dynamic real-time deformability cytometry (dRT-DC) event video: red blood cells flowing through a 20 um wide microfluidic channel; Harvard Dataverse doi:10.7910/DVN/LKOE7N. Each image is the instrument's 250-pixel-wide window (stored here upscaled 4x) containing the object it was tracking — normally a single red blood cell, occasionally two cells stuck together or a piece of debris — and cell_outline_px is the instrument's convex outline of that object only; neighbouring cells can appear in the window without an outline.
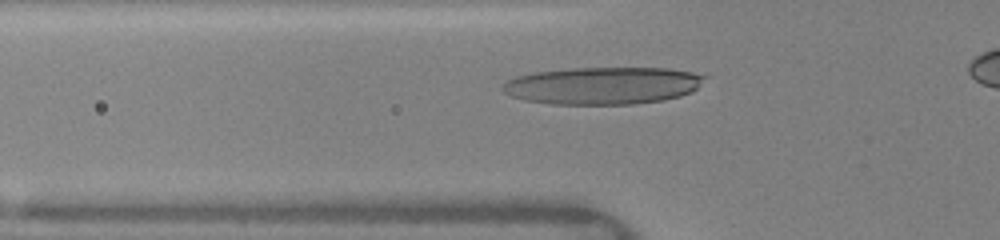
{"species": "human", "species_latin": "Homo sapiens", "temperature_condition": "warm", "stored_images_in_passage": 34, "camera_frame_rate_fps": 3000, "um_per_image_px": 0.085, "donor": {"sex": "female"}, "frame": {"image": 1, "passage_image": 8, "time_ms": 4.0, "image_size_px": [1000, 240], "cell_outline_px": [[708, 76], [692, 92], [680, 96], [664, 100], [632, 104], [552, 104], [524, 100], [512, 96], [504, 92], [500, 88], [500, 84], [516, 76], [532, 72], [572, 68], [668, 68], [692, 72]], "centroid_in_image_um": [51.21, 7.27], "position_along_channel_um": 74.6, "area_um2": 44.16}}
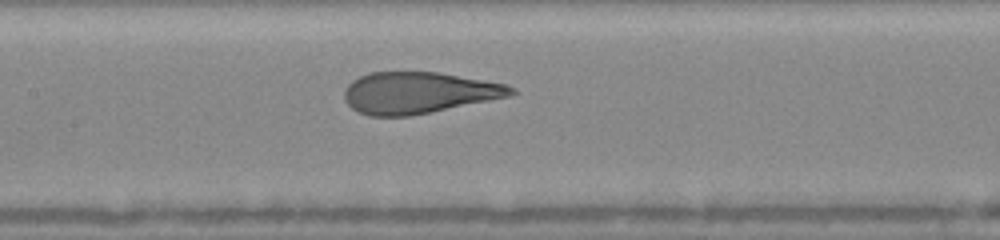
{"frame": {"image": 2, "passage_image": 14, "time_ms": 6.333, "image_size_px": [1000, 240], "cell_outline_px": [[520, 92], [508, 96], [408, 116], [368, 116], [352, 108], [344, 100], [344, 92], [348, 84], [352, 80], [368, 72], [436, 72], [508, 84], [516, 88]], "centroid_in_image_um": [35.56, 7.87], "position_along_channel_um": 171.8, "area_um2": 40.0}}
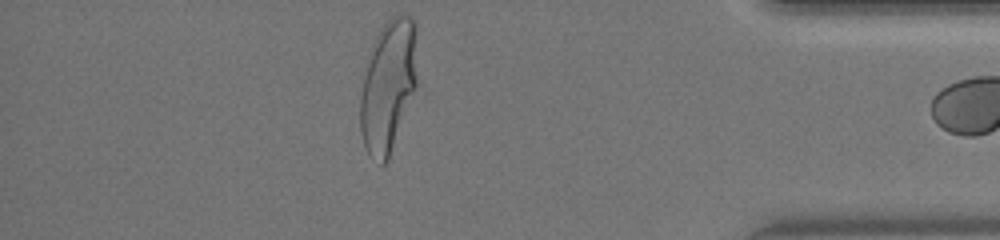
{"frame": {"image": 3, "passage_image": 33, "time_ms": 12.667, "image_size_px": [1000, 240], "cell_outline_px": [[420, 84], [388, 160], [384, 164], [380, 164], [372, 160], [364, 144], [360, 132], [360, 96], [364, 76], [372, 44], [376, 36], [384, 24], [392, 16], [400, 12], [412, 16], [416, 20]], "centroid_in_image_um": [33.08, 7.27], "position_along_channel_um": 402.1, "area_um2": 45.72}}